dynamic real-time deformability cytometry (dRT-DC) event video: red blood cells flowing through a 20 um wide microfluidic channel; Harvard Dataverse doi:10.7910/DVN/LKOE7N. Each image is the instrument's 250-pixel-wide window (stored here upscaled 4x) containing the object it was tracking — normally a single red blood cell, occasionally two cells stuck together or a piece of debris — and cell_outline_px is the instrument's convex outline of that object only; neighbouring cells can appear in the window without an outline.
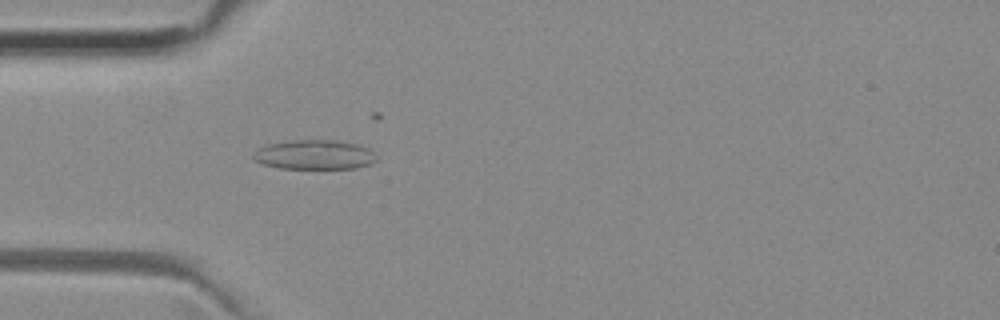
{"species": "common noctule bat (a hibernating species)", "species_latin": "Nyctalus noctula", "temperature_condition": "room temperature", "stored_images_in_passage": 34, "camera_frame_rate_fps": 3000, "um_per_image_px": 0.085, "animal": {"sex": "female", "body_mass_g": 29.2, "forearm_length_mm": 56.3}, "frame": {"image": 1, "passage_image": 10, "time_ms": 3.0, "image_size_px": [1000, 320], "cell_outline_px": [[376, 160], [368, 164], [356, 168], [280, 168], [260, 164], [252, 156], [252, 152], [268, 144], [288, 140], [332, 140], [360, 144], [368, 148], [376, 156]], "centroid_in_image_um": [26.7, 13.14], "position_along_channel_um": 58.3, "area_um2": 21.15}}
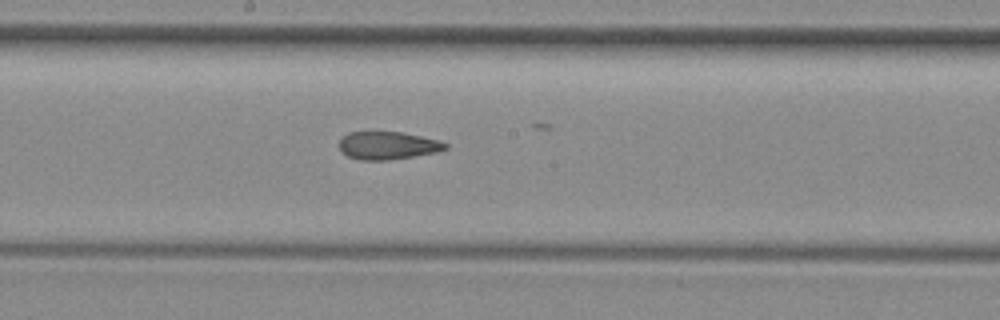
{"frame": {"image": 2, "passage_image": 22, "time_ms": 7.0, "image_size_px": [1000, 320], "cell_outline_px": [[448, 148], [436, 152], [388, 160], [360, 160], [348, 156], [340, 148], [340, 140], [348, 132], [404, 132], [440, 140], [448, 144]], "centroid_in_image_um": [32.99, 12.36], "position_along_channel_um": 215.2, "area_um2": 17.11}}
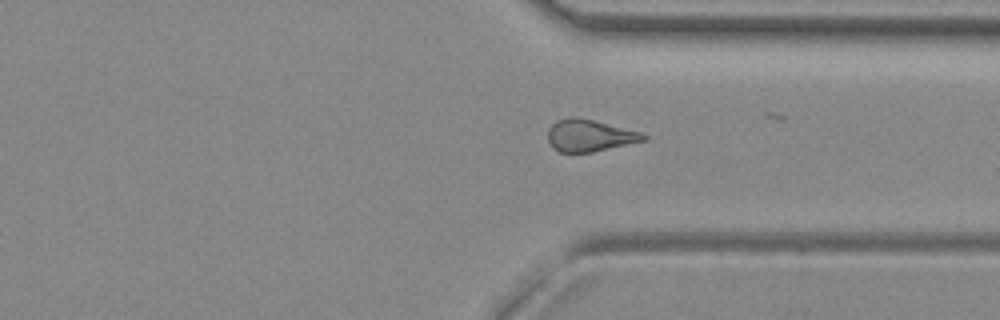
{"frame": {"image": 3, "passage_image": 33, "time_ms": 10.667, "image_size_px": [1000, 320], "cell_outline_px": [[648, 140], [592, 152], [560, 152], [552, 148], [548, 140], [548, 128], [556, 120], [568, 116], [576, 116], [640, 132], [648, 136]], "centroid_in_image_um": [50.09, 11.52], "position_along_channel_um": 361.3, "area_um2": 17.86}}